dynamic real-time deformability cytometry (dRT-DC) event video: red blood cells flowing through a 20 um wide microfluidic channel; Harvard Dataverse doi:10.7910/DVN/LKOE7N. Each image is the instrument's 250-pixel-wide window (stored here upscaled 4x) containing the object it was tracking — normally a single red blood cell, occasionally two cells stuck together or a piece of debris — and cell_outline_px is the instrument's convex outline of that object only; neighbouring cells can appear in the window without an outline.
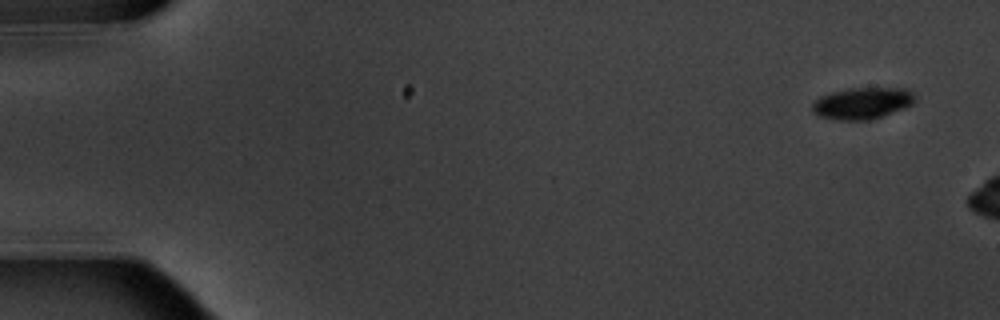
{"species": "common noctule bat (a hibernating species)", "species_latin": "Nyctalus noctula", "temperature_condition": "warm", "stored_images_in_passage": 3, "camera_frame_rate_fps": 3000, "um_per_image_px": 0.085, "animal": {"sex": "male", "body_mass_g": 20.1, "forearm_length_mm": 53.5}, "frame": {"image": 1, "passage_image": 1, "time_ms": 0.0, "image_size_px": [1000, 320], "cell_outline_px": [[916, 100], [912, 104], [904, 108], [872, 120], [836, 120], [820, 116], [812, 112], [812, 104], [820, 96], [832, 92], [848, 88], [908, 88], [916, 96]], "centroid_in_image_um": [73.31, 8.77], "position_along_channel_um": 11.7, "area_um2": 19.07}}